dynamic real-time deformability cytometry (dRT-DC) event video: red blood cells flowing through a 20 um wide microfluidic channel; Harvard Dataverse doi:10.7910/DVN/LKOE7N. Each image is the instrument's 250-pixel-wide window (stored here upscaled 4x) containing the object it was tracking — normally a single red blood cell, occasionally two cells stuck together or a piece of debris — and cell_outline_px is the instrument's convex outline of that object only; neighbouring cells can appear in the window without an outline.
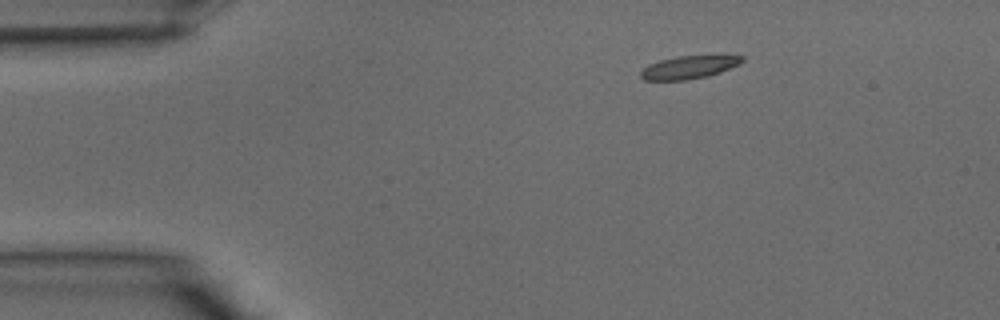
{"species": "common noctule bat (a hibernating species)", "species_latin": "Nyctalus noctula", "temperature_condition": "warm", "stored_images_in_passage": 7, "camera_frame_rate_fps": 3000, "um_per_image_px": 0.085, "animal": {"sex": "male", "body_mass_g": 15.6}, "frame": {"image": 1, "passage_image": 2, "time_ms": 0.333, "image_size_px": [1000, 320], "cell_outline_px": [[744, 60], [740, 64], [720, 72], [708, 76], [684, 80], [644, 80], [640, 76], [640, 72], [648, 64], [660, 60], [680, 56], [744, 56]], "centroid_in_image_um": [58.54, 5.72], "position_along_channel_um": 26.5, "area_um2": 13.35}}